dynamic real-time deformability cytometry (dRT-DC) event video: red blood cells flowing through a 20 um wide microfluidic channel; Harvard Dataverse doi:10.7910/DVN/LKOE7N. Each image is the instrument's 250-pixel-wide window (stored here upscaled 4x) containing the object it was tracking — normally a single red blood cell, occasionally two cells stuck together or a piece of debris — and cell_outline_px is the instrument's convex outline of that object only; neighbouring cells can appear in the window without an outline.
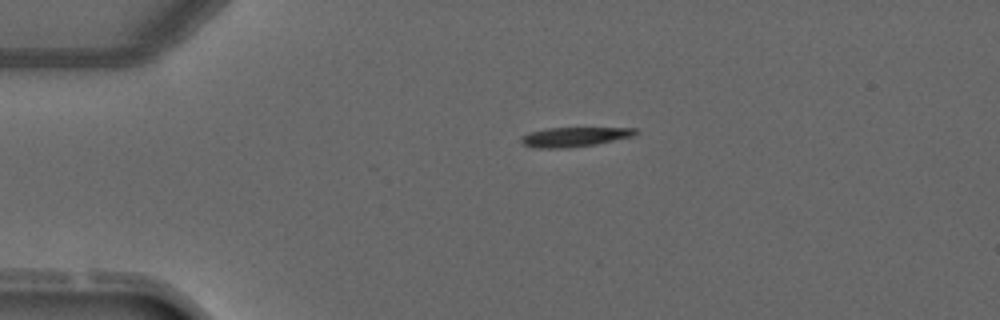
{"species": "common noctule bat (a hibernating species)", "species_latin": "Nyctalus noctula", "temperature_condition": "warm", "stored_images_in_passage": 3, "camera_frame_rate_fps": 3000, "um_per_image_px": 0.085, "animal": {"sex": "male", "forearm_length_mm": 52.5}, "frame": {"image": 1, "passage_image": 1, "time_ms": 0.0, "image_size_px": [1000, 320], "cell_outline_px": [[640, 132], [632, 136], [596, 144], [568, 148], [532, 148], [524, 144], [520, 140], [520, 136], [532, 132], [548, 128], [636, 128]], "centroid_in_image_um": [48.81, 11.64], "position_along_channel_um": 36.2, "area_um2": 12.95}}
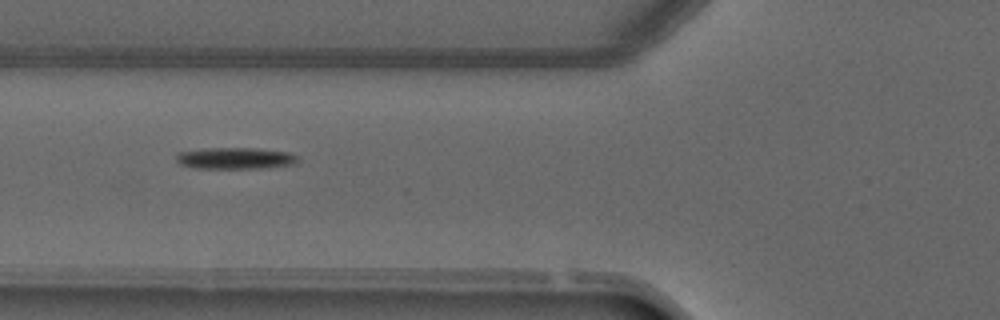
{"frame": {"image": 2, "passage_image": 3, "time_ms": 2.333, "image_size_px": [1000, 320], "cell_outline_px": [[296, 164], [264, 168], [192, 168], [180, 164], [176, 160], [176, 156], [180, 152], [212, 148], [252, 148], [288, 152], [296, 156]], "centroid_in_image_um": [19.99, 13.46], "position_along_channel_um": 105.8, "area_um2": 15.03}}